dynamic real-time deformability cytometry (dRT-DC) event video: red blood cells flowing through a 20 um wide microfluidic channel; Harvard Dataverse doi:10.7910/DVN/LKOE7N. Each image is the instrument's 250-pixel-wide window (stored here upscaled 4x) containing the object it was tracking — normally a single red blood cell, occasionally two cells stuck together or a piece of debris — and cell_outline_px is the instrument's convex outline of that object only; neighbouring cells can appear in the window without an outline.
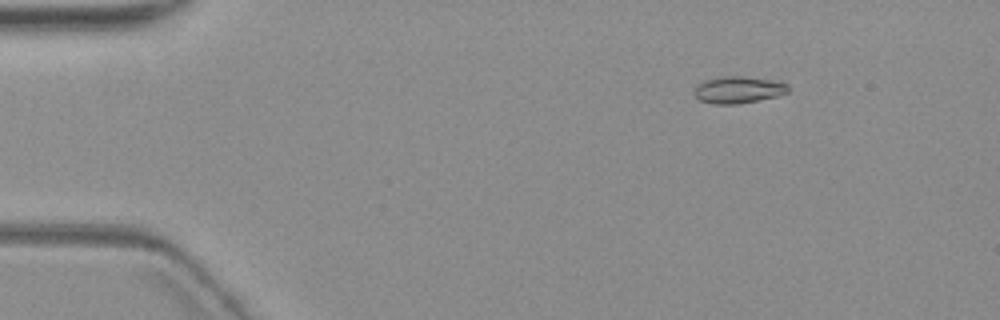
{"species": "common noctule bat (a hibernating species)", "species_latin": "Nyctalus noctula", "temperature_condition": "warm", "stored_images_in_passage": 6, "camera_frame_rate_fps": 3000, "um_per_image_px": 0.085, "animal": {"sex": "female", "body_mass_g": 19.3, "forearm_length_mm": 54.1}, "frame": {"image": 1, "passage_image": 3, "time_ms": 2.667, "image_size_px": [1000, 320], "cell_outline_px": [[788, 92], [776, 96], [740, 104], [712, 104], [700, 100], [692, 92], [704, 80], [720, 76], [744, 76], [776, 80], [788, 84]], "centroid_in_image_um": [62.76, 7.62], "position_along_channel_um": 22.2, "area_um2": 14.8}}
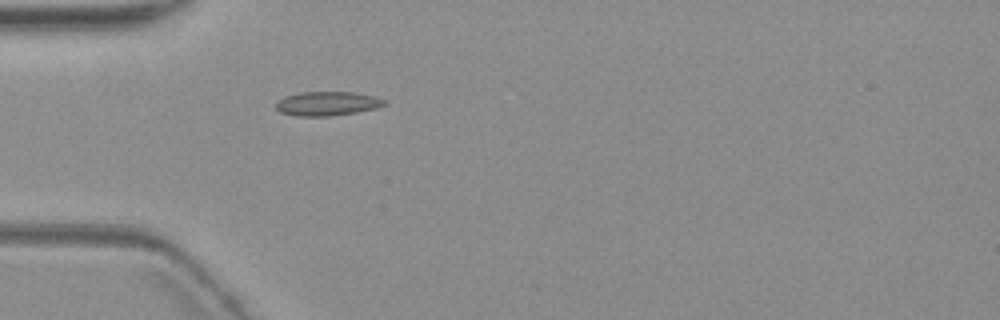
{"frame": {"image": 2, "passage_image": 6, "time_ms": 6.0, "image_size_px": [1000, 320], "cell_outline_px": [[388, 104], [376, 108], [356, 112], [328, 116], [296, 116], [280, 112], [276, 108], [276, 100], [284, 96], [300, 92], [356, 92], [376, 96], [384, 100]], "centroid_in_image_um": [27.81, 8.79], "position_along_channel_um": 57.2, "area_um2": 15.37}}